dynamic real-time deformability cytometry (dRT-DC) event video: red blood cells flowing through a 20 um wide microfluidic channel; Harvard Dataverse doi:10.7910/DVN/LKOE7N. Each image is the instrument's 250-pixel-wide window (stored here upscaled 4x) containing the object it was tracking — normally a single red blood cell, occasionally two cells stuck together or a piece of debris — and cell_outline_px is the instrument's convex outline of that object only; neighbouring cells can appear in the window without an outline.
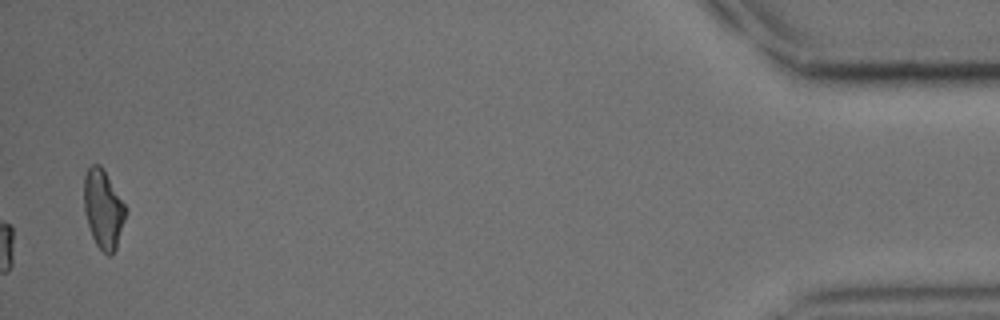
{"species": "common noctule bat (a hibernating species)", "species_latin": "Nyctalus noctula", "temperature_condition": "cold", "stored_images_in_passage": 39, "camera_frame_rate_fps": 3000, "um_per_image_px": 0.085, "animal": {"sex": "male", "body_mass_g": 15.6}, "frame": {"image": 1, "passage_image": 39, "time_ms": 12.667, "image_size_px": [1000, 320], "cell_outline_px": [[124, 220], [116, 248], [112, 256], [108, 256], [96, 244], [92, 236], [84, 212], [84, 176], [88, 168], [92, 164], [100, 164], [104, 168], [124, 204]], "centroid_in_image_um": [8.75, 17.75], "position_along_channel_um": 426.5, "area_um2": 18.84}}